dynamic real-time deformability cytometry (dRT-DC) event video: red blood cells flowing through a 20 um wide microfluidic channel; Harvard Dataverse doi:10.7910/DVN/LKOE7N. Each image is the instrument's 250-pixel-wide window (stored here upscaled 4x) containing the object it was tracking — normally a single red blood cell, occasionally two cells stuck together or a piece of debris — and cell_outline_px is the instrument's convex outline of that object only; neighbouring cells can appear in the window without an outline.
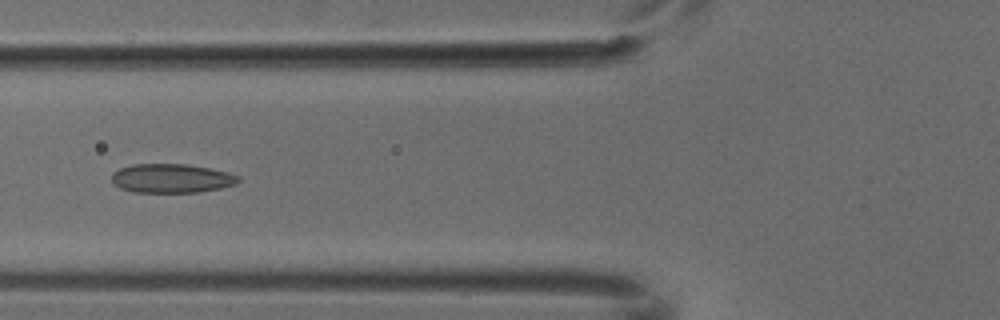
{"species": "common noctule bat (a hibernating species)", "species_latin": "Nyctalus noctula", "temperature_condition": "cold", "stored_images_in_passage": 6, "camera_frame_rate_fps": 3000, "um_per_image_px": 0.085, "animal": {"sex": "male", "body_mass_g": 18.8}, "frame": {"image": 1, "passage_image": 5, "time_ms": 1.333, "image_size_px": [1000, 320], "cell_outline_px": [[240, 180], [236, 184], [220, 188], [196, 192], [136, 192], [120, 188], [112, 180], [112, 172], [120, 168], [132, 164], [188, 164], [228, 172], [240, 176]], "centroid_in_image_um": [14.59, 15.15], "position_along_channel_um": 111.2, "area_um2": 21.33}}
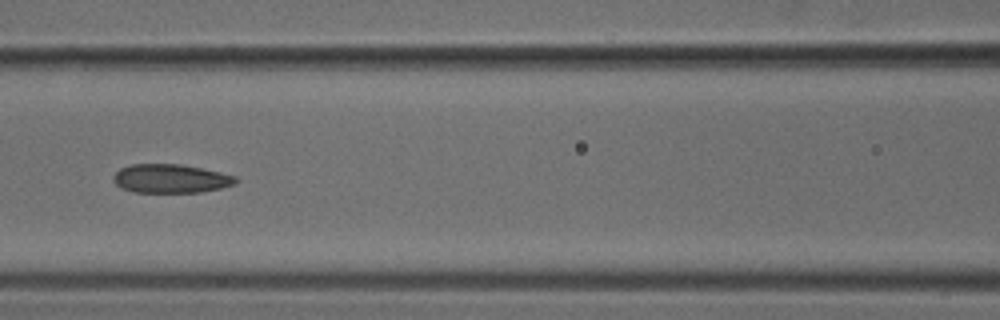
{"frame": {"image": 2, "passage_image": 6, "time_ms": 1.667, "image_size_px": [1000, 320], "cell_outline_px": [[240, 180], [236, 184], [220, 188], [200, 192], [132, 192], [120, 188], [112, 180], [112, 176], [120, 168], [132, 164], [180, 164], [220, 172], [236, 176]], "centroid_in_image_um": [14.5, 15.18], "position_along_channel_um": 152.1, "area_um2": 20.63}}